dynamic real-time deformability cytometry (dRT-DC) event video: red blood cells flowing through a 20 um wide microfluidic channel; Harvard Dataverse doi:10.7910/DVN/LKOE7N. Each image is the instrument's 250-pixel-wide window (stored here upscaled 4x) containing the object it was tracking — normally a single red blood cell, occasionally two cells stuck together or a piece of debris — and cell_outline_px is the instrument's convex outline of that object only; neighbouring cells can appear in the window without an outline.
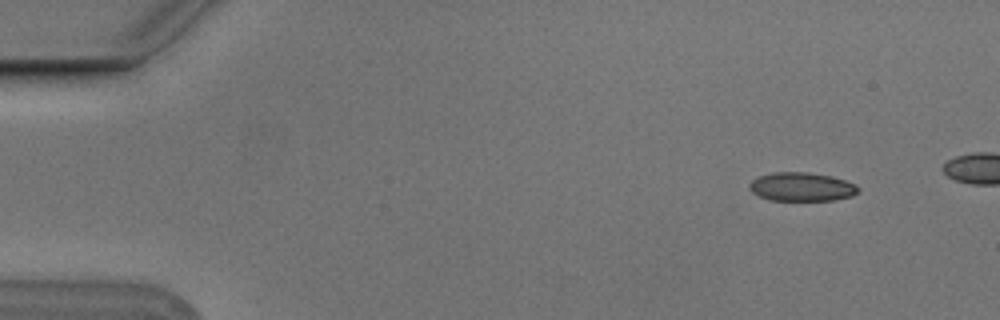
{"species": "Egyptian fruit bat (a non-hibernating species)", "species_latin": "Rousettus aegyptiacus", "temperature_condition": "cold", "stored_images_in_passage": 5, "camera_frame_rate_fps": 3000, "um_per_image_px": 0.085, "animal": {"sex": "male"}, "frame": {"image": 1, "passage_image": 1, "time_ms": 0.0, "image_size_px": [1000, 320], "cell_outline_px": [[860, 188], [852, 196], [832, 200], [768, 200], [752, 192], [748, 188], [748, 184], [752, 180], [760, 176], [772, 172], [808, 172], [832, 176], [856, 184]], "centroid_in_image_um": [68.12, 15.87], "position_along_channel_um": 16.9, "area_um2": 18.21}}